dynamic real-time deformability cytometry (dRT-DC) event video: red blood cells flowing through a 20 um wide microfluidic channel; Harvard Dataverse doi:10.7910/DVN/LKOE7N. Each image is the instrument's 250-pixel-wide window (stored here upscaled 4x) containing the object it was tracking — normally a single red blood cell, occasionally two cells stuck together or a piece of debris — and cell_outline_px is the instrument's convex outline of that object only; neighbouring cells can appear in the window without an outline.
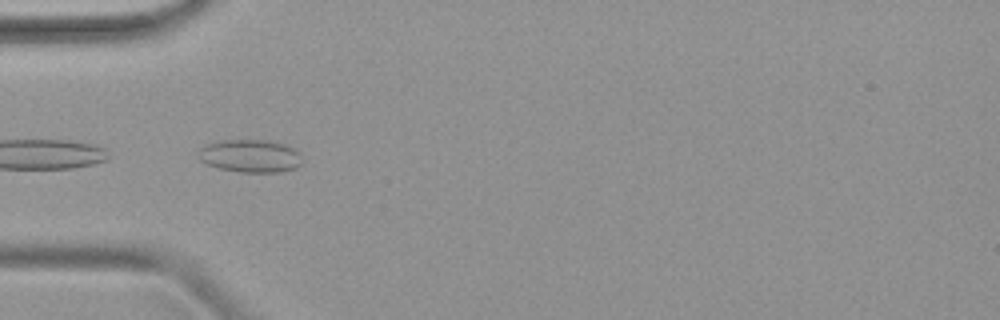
{"species": "common noctule bat (a hibernating species)", "species_latin": "Nyctalus noctula", "temperature_condition": "warm", "stored_images_in_passage": 17, "camera_frame_rate_fps": 3000, "um_per_image_px": 0.085, "animal": {"sex": "female", "body_mass_g": 19.9}, "frame": {"image": 1, "passage_image": 15, "time_ms": 4.667, "image_size_px": [1000, 320], "cell_outline_px": [[304, 160], [296, 168], [280, 172], [240, 172], [220, 168], [208, 164], [200, 160], [196, 152], [200, 148], [208, 144], [220, 140], [272, 140], [288, 144], [296, 148], [300, 152]], "centroid_in_image_um": [21.34, 13.24], "position_along_channel_um": 63.7, "area_um2": 20.29}}